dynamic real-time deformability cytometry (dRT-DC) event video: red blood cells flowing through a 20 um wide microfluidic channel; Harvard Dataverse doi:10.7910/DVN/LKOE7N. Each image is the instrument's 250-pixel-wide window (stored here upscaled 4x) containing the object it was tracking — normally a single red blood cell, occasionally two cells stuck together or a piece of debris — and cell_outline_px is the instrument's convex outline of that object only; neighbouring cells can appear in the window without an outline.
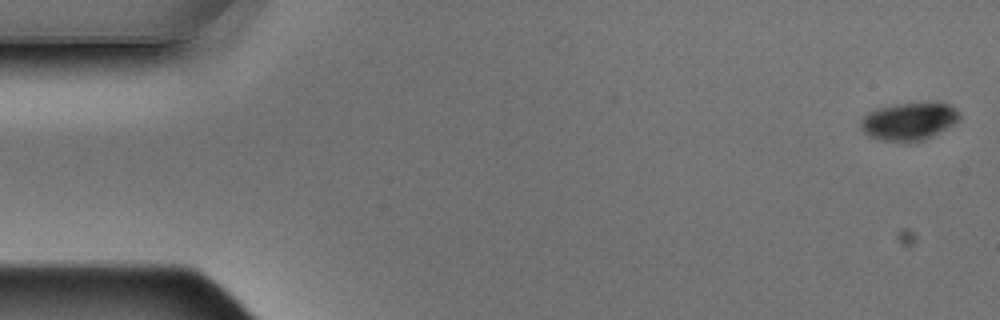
{"species": "Egyptian fruit bat (a non-hibernating species)", "species_latin": "Rousettus aegyptiacus", "temperature_condition": "warm", "stored_images_in_passage": 5, "camera_frame_rate_fps": 3000, "um_per_image_px": 0.085, "animal": {"sex": "male"}, "frame": {"image": 1, "passage_image": 1, "time_ms": 0.0, "image_size_px": [1000, 320], "cell_outline_px": [[960, 120], [924, 140], [880, 140], [868, 136], [860, 128], [860, 120], [868, 112], [876, 108], [896, 104], [948, 104], [956, 108], [960, 112]], "centroid_in_image_um": [77.23, 10.31], "position_along_channel_um": 7.8, "area_um2": 21.15}}
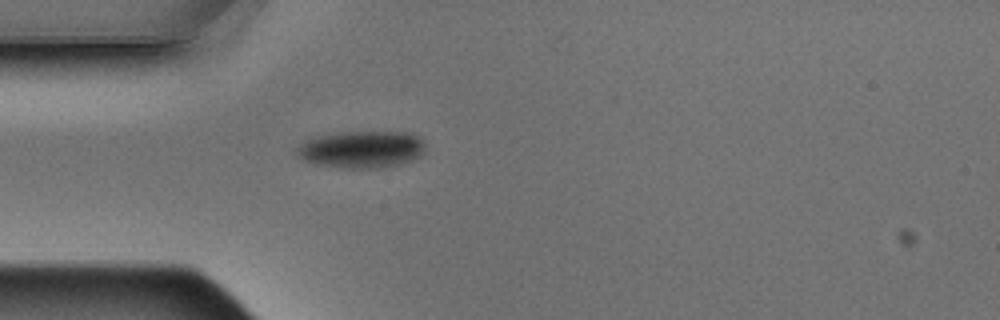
{"frame": {"image": 2, "passage_image": 5, "time_ms": 1.333, "image_size_px": [1000, 320], "cell_outline_px": [[424, 152], [420, 156], [412, 160], [400, 164], [384, 168], [340, 168], [316, 164], [304, 160], [296, 156], [296, 148], [300, 144], [308, 140], [320, 136], [340, 132], [408, 132], [420, 136], [424, 140]], "centroid_in_image_um": [30.77, 12.71], "position_along_channel_um": 54.2, "area_um2": 27.98}}